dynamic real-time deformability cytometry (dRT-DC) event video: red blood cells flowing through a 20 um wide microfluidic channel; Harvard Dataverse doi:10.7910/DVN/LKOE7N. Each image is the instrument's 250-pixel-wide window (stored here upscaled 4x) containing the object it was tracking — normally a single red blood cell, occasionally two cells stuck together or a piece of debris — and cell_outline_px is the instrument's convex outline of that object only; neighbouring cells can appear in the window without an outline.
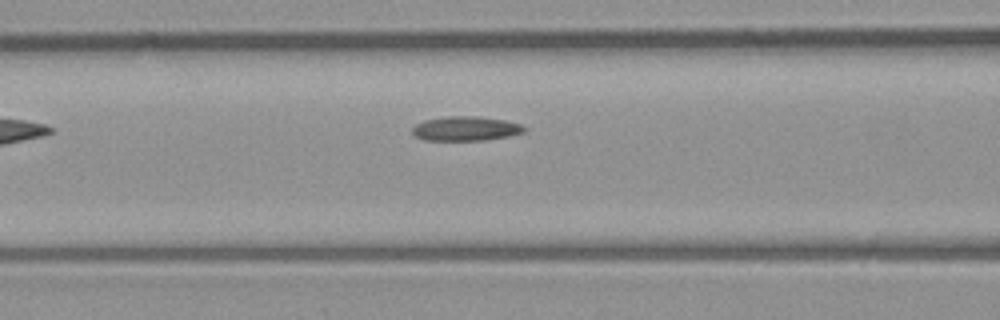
{"species": "common noctule bat (a hibernating species)", "species_latin": "Nyctalus noctula", "temperature_condition": "room temperature", "stored_images_in_passage": 4, "segment_of_instrument_passage": [1, 2], "camera_frame_rate_fps": 3000, "um_per_image_px": 0.085, "animal": {"sex": "male", "body_mass_g": 23.1, "forearm_length_mm": 52.7}, "frame": {"image": 1, "passage_image": 3, "time_ms": 2.333, "image_size_px": [1000, 320], "cell_outline_px": [[528, 128], [524, 132], [508, 136], [484, 140], [424, 140], [416, 136], [412, 132], [412, 128], [416, 124], [424, 120], [444, 116], [480, 116], [504, 120], [520, 124]], "centroid_in_image_um": [39.58, 10.92], "position_along_channel_um": 127.0, "area_um2": 15.95}}